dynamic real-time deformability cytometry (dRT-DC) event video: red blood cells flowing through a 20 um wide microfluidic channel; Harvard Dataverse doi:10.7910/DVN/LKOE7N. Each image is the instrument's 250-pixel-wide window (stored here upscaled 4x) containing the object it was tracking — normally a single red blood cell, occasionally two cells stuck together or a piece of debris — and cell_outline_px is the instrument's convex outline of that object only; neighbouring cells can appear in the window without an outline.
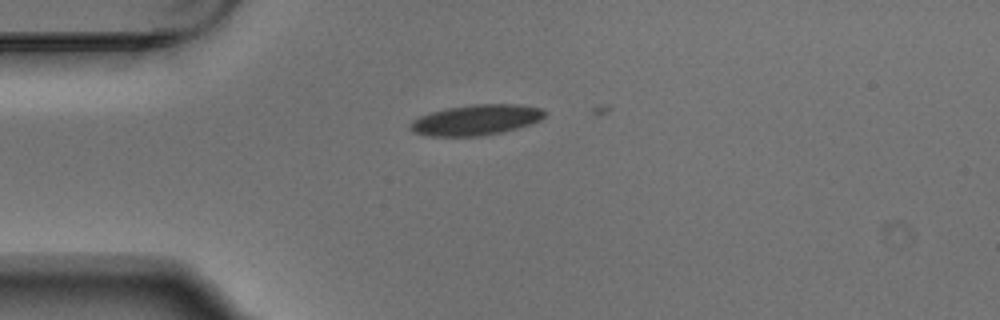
{"species": "Egyptian fruit bat (a non-hibernating species)", "species_latin": "Rousettus aegyptiacus", "temperature_condition": "warm", "stored_images_in_passage": 4, "camera_frame_rate_fps": 3000, "um_per_image_px": 0.085, "animal": {"sex": "male"}, "frame": {"image": 1, "passage_image": 2, "time_ms": 0.333, "image_size_px": [1000, 320], "cell_outline_px": [[548, 112], [540, 120], [532, 124], [500, 132], [480, 136], [428, 136], [412, 132], [408, 124], [412, 120], [428, 112], [448, 108], [472, 104], [520, 104], [540, 108]], "centroid_in_image_um": [40.45, 10.19], "position_along_channel_um": 44.6, "area_um2": 24.04}}